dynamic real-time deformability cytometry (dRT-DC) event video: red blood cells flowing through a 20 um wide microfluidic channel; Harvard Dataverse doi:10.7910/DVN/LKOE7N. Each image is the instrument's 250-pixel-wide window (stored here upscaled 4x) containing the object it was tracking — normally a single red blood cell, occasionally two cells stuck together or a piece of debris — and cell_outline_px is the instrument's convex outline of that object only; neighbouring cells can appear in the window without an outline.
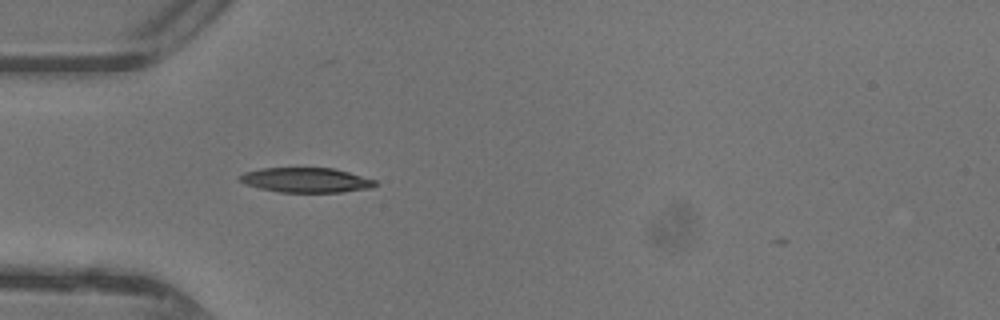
{"species": "common noctule bat (a hibernating species)", "species_latin": "Nyctalus noctula", "temperature_condition": "warm", "stored_images_in_passage": 2, "camera_frame_rate_fps": 3000, "um_per_image_px": 0.085, "animal": {"sex": "female"}, "frame": {"image": 1, "passage_image": 1, "time_ms": 0.0, "image_size_px": [1000, 320], "cell_outline_px": [[380, 184], [372, 188], [344, 192], [280, 192], [260, 188], [244, 184], [240, 180], [240, 176], [244, 172], [260, 168], [332, 168], [348, 172], [376, 180]], "centroid_in_image_um": [26.05, 15.31], "position_along_channel_um": 58.9, "area_um2": 19.59}}